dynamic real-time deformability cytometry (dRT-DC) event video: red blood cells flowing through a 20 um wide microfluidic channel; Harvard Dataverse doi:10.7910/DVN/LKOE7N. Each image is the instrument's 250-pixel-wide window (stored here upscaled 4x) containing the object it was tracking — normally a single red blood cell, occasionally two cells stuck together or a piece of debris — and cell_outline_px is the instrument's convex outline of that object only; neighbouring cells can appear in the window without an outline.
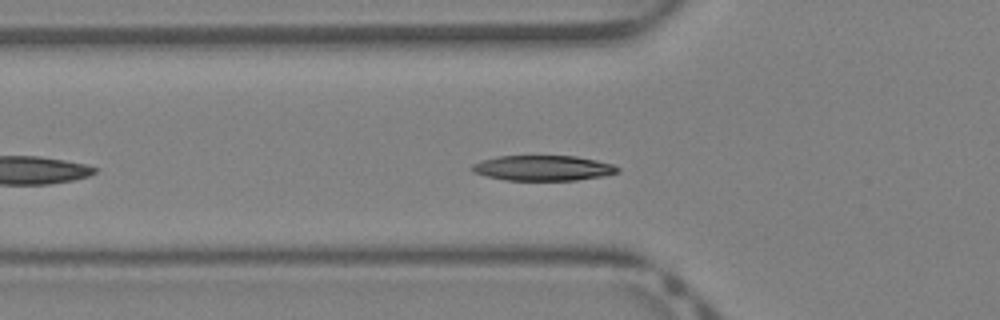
{"species": "Egyptian fruit bat (a non-hibernating species)", "species_latin": "Rousettus aegyptiacus", "temperature_condition": "warm", "stored_images_in_passage": 24, "camera_frame_rate_fps": 3000, "um_per_image_px": 0.085, "animal": {"sex": "female"}, "frame": {"image": 1, "passage_image": 5, "time_ms": 1.333, "image_size_px": [1000, 320], "cell_outline_px": [[620, 172], [604, 176], [576, 180], [504, 180], [472, 172], [472, 164], [484, 160], [500, 156], [576, 156], [596, 160], [612, 164], [620, 168]], "centroid_in_image_um": [46.2, 14.28], "position_along_channel_um": 79.6, "area_um2": 21.33}}
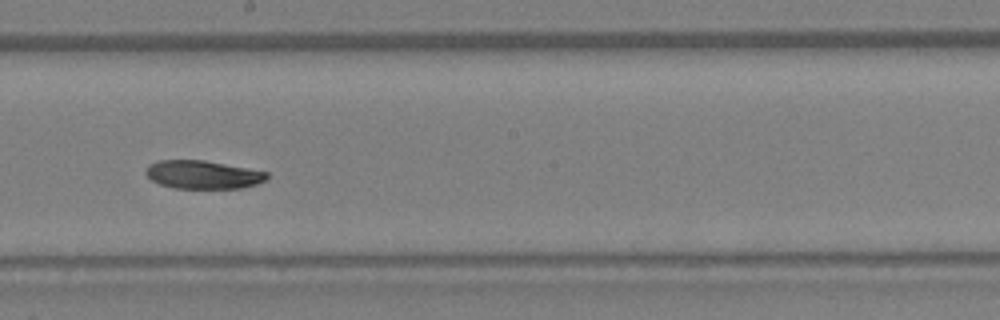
{"frame": {"image": 2, "passage_image": 14, "time_ms": 4.333, "image_size_px": [1000, 320], "cell_outline_px": [[268, 176], [264, 180], [256, 184], [240, 188], [176, 188], [160, 184], [152, 180], [144, 172], [144, 168], [148, 164], [156, 160], [204, 160], [268, 172]], "centroid_in_image_um": [17.19, 14.83], "position_along_channel_um": 231.0, "area_um2": 19.88}}
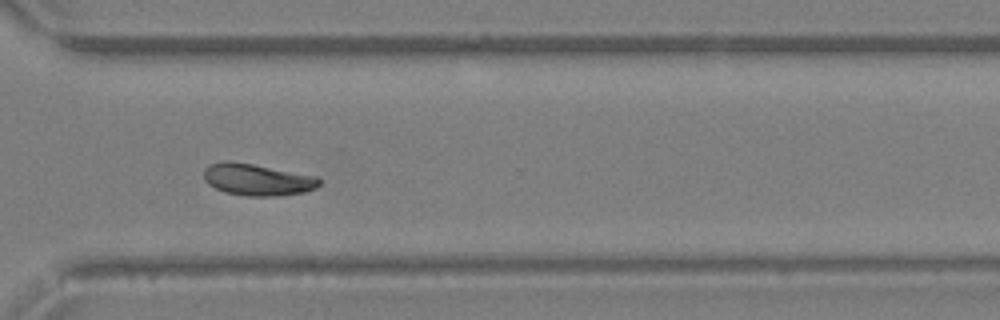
{"frame": {"image": 3, "passage_image": 21, "time_ms": 6.667, "image_size_px": [1000, 320], "cell_outline_px": [[320, 184], [316, 188], [304, 192], [276, 196], [248, 196], [224, 192], [208, 184], [204, 180], [204, 168], [208, 164], [224, 160], [228, 160], [252, 164], [316, 176], [320, 180]], "centroid_in_image_um": [21.83, 15.26], "position_along_channel_um": 348.8, "area_um2": 21.39}}